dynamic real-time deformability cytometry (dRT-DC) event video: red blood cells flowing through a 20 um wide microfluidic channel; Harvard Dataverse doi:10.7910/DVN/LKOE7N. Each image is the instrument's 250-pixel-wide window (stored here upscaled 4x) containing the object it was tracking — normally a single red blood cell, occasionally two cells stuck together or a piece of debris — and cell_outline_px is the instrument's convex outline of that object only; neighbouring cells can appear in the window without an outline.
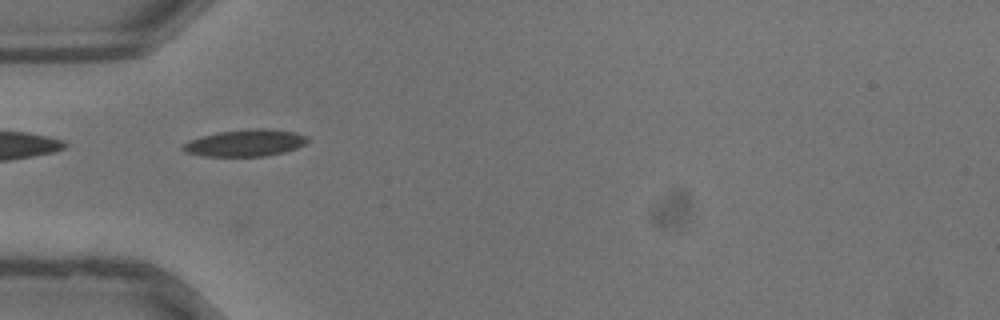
{"species": "common noctule bat (a hibernating species)", "species_latin": "Nyctalus noctula", "temperature_condition": "warm", "stored_images_in_passage": 20, "camera_frame_rate_fps": 3000, "um_per_image_px": 0.085, "animal": {"sex": "male", "body_mass_g": 13.3}, "frame": {"image": 1, "passage_image": 2, "time_ms": 0.333, "image_size_px": [1000, 320], "cell_outline_px": [[308, 140], [304, 144], [296, 148], [284, 152], [264, 156], [204, 156], [184, 152], [180, 148], [188, 140], [220, 132], [256, 128], [264, 128], [296, 132], [308, 136]], "centroid_in_image_um": [20.85, 12.15], "position_along_channel_um": 64.1, "area_um2": 19.36}}
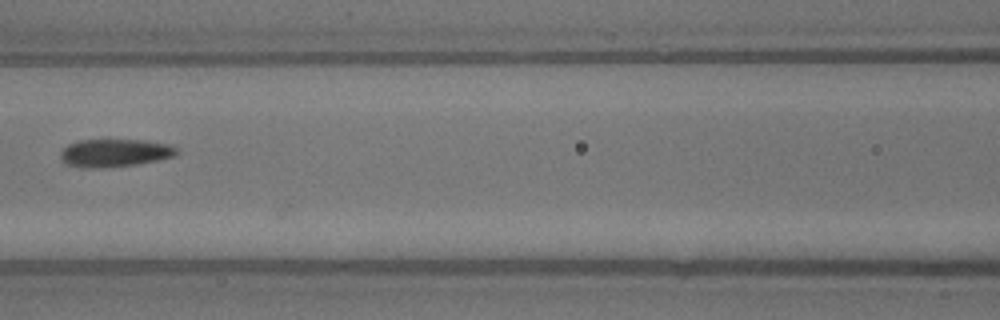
{"frame": {"image": 2, "passage_image": 7, "time_ms": 2.0, "image_size_px": [1000, 320], "cell_outline_px": [[180, 152], [176, 156], [136, 164], [104, 168], [84, 168], [64, 164], [60, 160], [60, 152], [68, 144], [80, 140], [140, 140], [168, 144], [176, 148]], "centroid_in_image_um": [9.71, 13.01], "position_along_channel_um": 156.9, "area_um2": 18.96}}
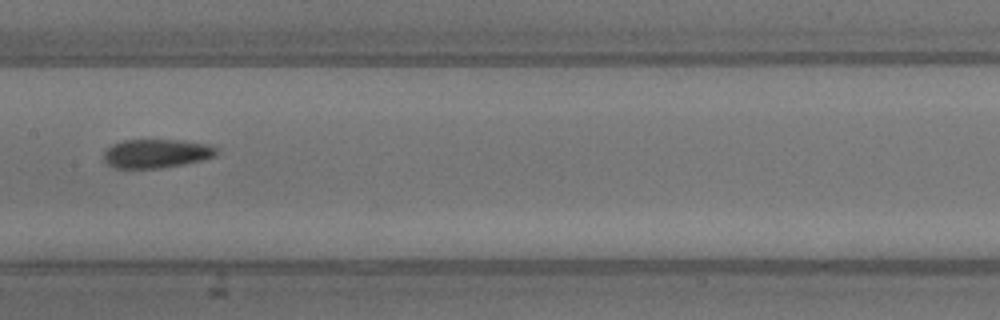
{"frame": {"image": 3, "passage_image": 9, "time_ms": 2.667, "image_size_px": [1000, 320], "cell_outline_px": [[220, 152], [216, 156], [184, 164], [164, 168], [116, 168], [108, 164], [104, 160], [104, 152], [112, 144], [124, 140], [176, 140], [208, 144], [216, 148]], "centroid_in_image_um": [13.3, 13.05], "position_along_channel_um": 194.1, "area_um2": 18.9}}